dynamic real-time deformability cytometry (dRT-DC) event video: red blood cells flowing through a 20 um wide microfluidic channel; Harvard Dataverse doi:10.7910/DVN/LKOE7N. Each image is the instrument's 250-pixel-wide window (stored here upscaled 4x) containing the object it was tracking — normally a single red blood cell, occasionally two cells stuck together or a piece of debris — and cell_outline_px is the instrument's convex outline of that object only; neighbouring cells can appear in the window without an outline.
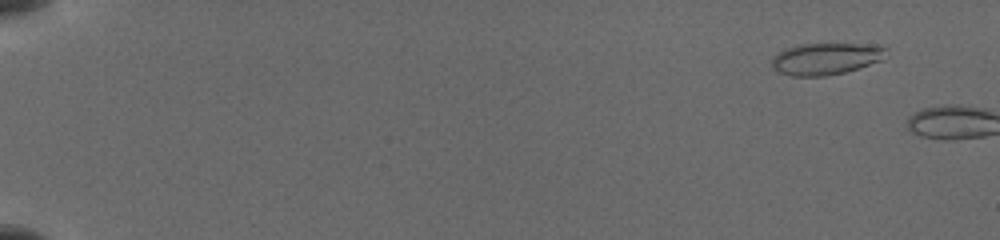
{"species": "common noctule bat (a hibernating species)", "species_latin": "Nyctalus noctula", "temperature_condition": "cold", "stored_images_in_passage": 3, "camera_frame_rate_fps": 3000, "um_per_image_px": 0.085, "animal": {"sex": "female", "body_mass_g": 19.5, "forearm_length_mm": 54.1}, "frame": {"image": 1, "passage_image": 2, "time_ms": 1.0, "image_size_px": [1000, 240], "cell_outline_px": [[884, 48], [880, 60], [844, 72], [824, 76], [792, 76], [780, 72], [772, 64], [772, 60], [780, 52], [788, 48], [804, 44], [856, 44]], "centroid_in_image_um": [70.12, 5.01], "position_along_channel_um": 14.9, "area_um2": 20.06}}